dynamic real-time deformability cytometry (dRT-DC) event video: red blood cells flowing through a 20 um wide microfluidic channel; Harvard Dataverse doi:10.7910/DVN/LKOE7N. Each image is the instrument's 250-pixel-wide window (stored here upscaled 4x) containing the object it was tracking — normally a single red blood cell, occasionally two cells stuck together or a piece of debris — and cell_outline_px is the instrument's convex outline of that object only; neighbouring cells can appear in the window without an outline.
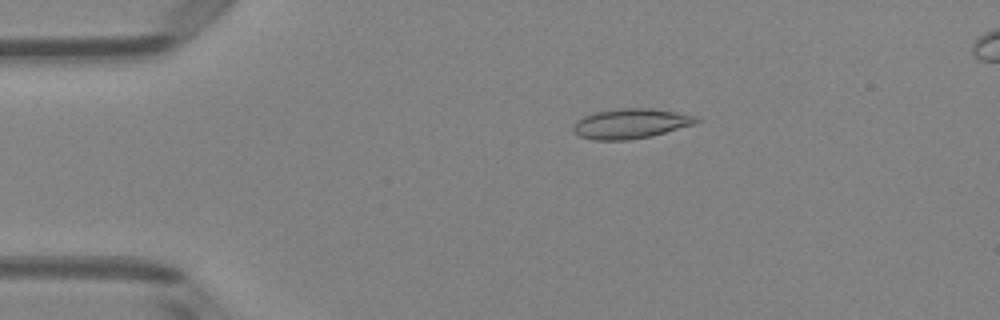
{"species": "Egyptian fruit bat (a non-hibernating species)", "species_latin": "Rousettus aegyptiacus", "temperature_condition": "room temperature", "stored_images_in_passage": 50, "camera_frame_rate_fps": 3000, "um_per_image_px": 0.085, "animal": {"sex": "female"}, "frame": {"image": 1, "passage_image": 10, "time_ms": 3.0, "image_size_px": [1000, 320], "cell_outline_px": [[704, 120], [696, 124], [652, 136], [628, 140], [592, 140], [580, 136], [572, 132], [572, 128], [576, 120], [584, 116], [596, 112], [620, 108], [652, 108], [700, 116]], "centroid_in_image_um": [53.66, 10.5], "position_along_channel_um": 31.3, "area_um2": 21.85}}
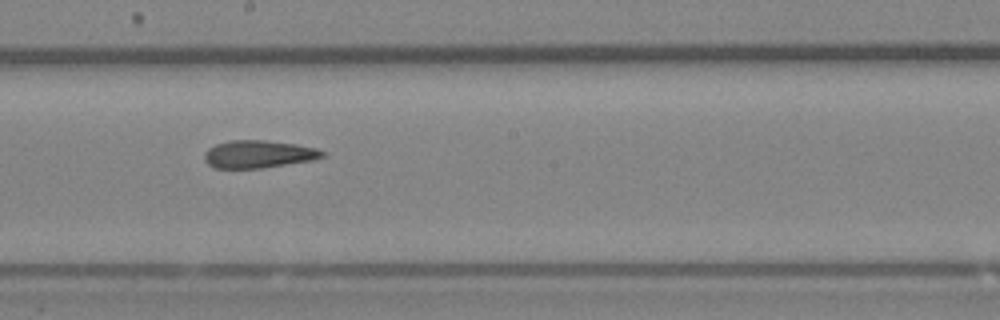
{"frame": {"image": 2, "passage_image": 28, "time_ms": 9.0, "image_size_px": [1000, 320], "cell_outline_px": [[324, 156], [312, 160], [260, 168], [216, 168], [208, 164], [204, 160], [204, 152], [208, 148], [216, 144], [228, 140], [264, 140], [296, 144], [316, 148], [324, 152]], "centroid_in_image_um": [21.93, 13.09], "position_along_channel_um": 226.3, "area_um2": 18.9}}
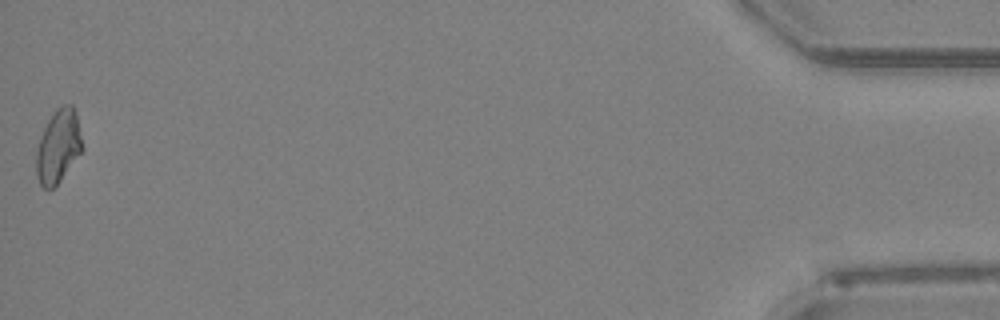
{"frame": {"image": 3, "passage_image": 50, "time_ms": 16.333, "image_size_px": [1000, 320], "cell_outline_px": [[84, 148], [60, 180], [52, 188], [44, 188], [40, 184], [36, 176], [36, 152], [40, 136], [48, 120], [56, 108], [64, 104], [72, 104], [76, 112]], "centroid_in_image_um": [4.95, 12.41], "position_along_channel_um": 430.2, "area_um2": 19.59}, "authors_computed_cell_mechanics": {"area_um2": 19.5364, "velocity_mm_per_s": 4.0775, "shape_relaxation_time_tau1_ms": null, "shape_relaxation_time_tau2_ms": 4.8135, "deformation_change_tau1": null, "deformation_change_tau2": 0.1179}}